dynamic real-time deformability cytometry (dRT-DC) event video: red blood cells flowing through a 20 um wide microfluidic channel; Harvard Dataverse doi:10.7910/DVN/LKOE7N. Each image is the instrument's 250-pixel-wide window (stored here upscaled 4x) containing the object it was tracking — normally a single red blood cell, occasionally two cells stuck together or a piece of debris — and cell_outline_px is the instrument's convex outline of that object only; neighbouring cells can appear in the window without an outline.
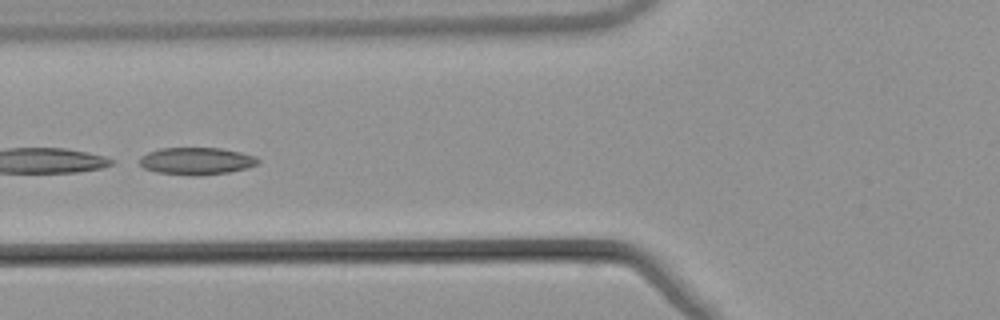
{"species": "common noctule bat (a hibernating species)", "species_latin": "Nyctalus noctula", "temperature_condition": "warm", "stored_images_in_passage": 29, "camera_frame_rate_fps": 3000, "um_per_image_px": 0.085, "animal": {"sex": "male", "body_mass_g": 21.5, "forearm_length_mm": 52.0}, "frame": {"image": 1, "passage_image": 21, "time_ms": 6.667, "image_size_px": [1000, 320], "cell_outline_px": [[260, 160], [256, 164], [248, 168], [228, 172], [200, 176], [192, 176], [156, 172], [144, 168], [140, 164], [140, 156], [148, 152], [160, 148], [220, 148], [240, 152], [252, 156]], "centroid_in_image_um": [16.67, 13.69], "position_along_channel_um": 109.1, "area_um2": 18.79}}